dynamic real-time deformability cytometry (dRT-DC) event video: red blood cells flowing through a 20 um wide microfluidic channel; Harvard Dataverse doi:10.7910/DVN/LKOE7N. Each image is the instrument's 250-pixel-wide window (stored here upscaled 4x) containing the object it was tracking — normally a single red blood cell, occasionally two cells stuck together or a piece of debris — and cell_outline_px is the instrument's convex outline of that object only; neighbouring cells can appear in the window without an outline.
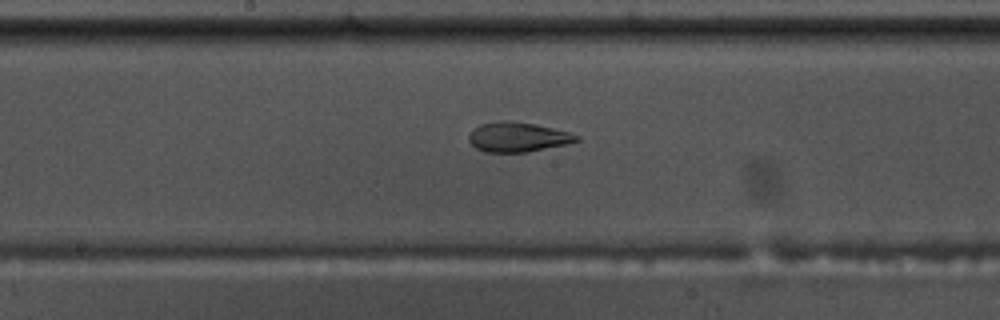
{"species": "common noctule bat (a hibernating species)", "species_latin": "Nyctalus noctula", "temperature_condition": "warm", "stored_images_in_passage": 56, "camera_frame_rate_fps": 3000, "um_per_image_px": 0.085, "animal": {"sex": "male", "body_mass_g": 17.5, "forearm_length_mm": 52.3}, "frame": {"image": 1, "passage_image": 30, "time_ms": 9.667, "image_size_px": [1000, 320], "cell_outline_px": [[580, 140], [564, 144], [524, 152], [484, 152], [476, 148], [468, 140], [468, 136], [480, 124], [500, 120], [508, 120], [536, 124], [568, 132], [580, 136]], "centroid_in_image_um": [43.98, 11.64], "position_along_channel_um": 204.2, "area_um2": 18.38}}
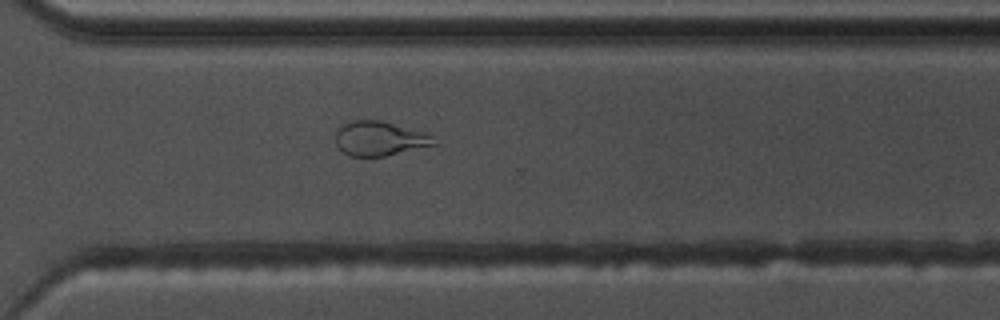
{"frame": {"image": 2, "passage_image": 41, "time_ms": 13.333, "image_size_px": [1000, 320], "cell_outline_px": [[440, 144], [384, 156], [348, 156], [336, 144], [336, 132], [340, 124], [352, 120], [380, 120], [428, 132]], "centroid_in_image_um": [32.3, 11.76], "position_along_channel_um": 338.3, "area_um2": 20.06}}
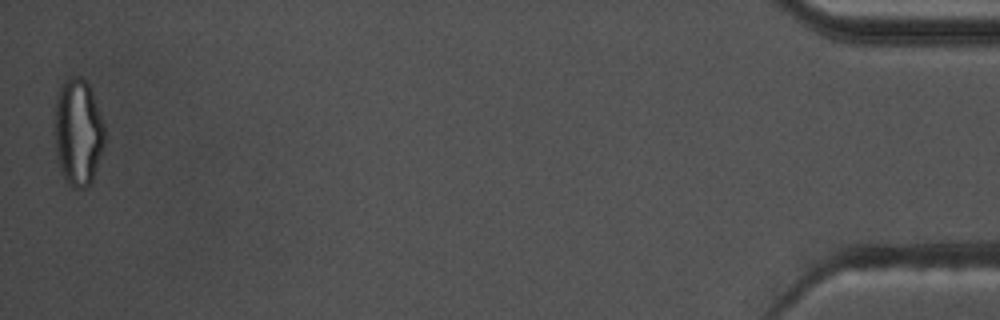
{"frame": {"image": 3, "passage_image": 56, "time_ms": 18.333, "image_size_px": [1000, 320], "cell_outline_px": [[104, 144], [92, 180], [84, 188], [76, 188], [64, 176], [56, 152], [52, 132], [52, 124], [56, 96], [64, 80], [72, 76], [80, 76], [88, 84], [92, 92], [104, 124]], "centroid_in_image_um": [6.59, 11.17], "position_along_channel_um": 428.6, "area_um2": 31.21}, "authors_computed_cell_mechanics": {"area_um2": 21.3282, "velocity_mm_per_s": 3.6639, "shape_relaxation_time_tau1_ms": 9.3285, "shape_relaxation_time_tau2_ms": 1.7735, "deformation_change_tau1": 0.294, "deformation_change_tau2": 0.0927}}